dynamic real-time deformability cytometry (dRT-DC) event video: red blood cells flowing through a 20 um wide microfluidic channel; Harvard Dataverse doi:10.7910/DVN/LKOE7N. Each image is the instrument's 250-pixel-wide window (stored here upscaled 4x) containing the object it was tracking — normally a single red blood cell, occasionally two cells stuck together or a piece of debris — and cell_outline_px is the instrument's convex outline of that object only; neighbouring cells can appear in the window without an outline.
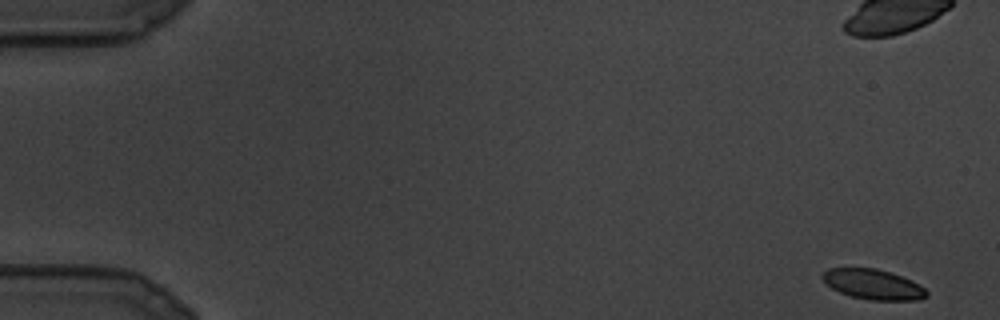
{"species": "common noctule bat (a hibernating species)", "species_latin": "Nyctalus noctula", "temperature_condition": "cold", "stored_images_in_passage": 9, "camera_frame_rate_fps": 3000, "um_per_image_px": 0.085, "animal": {"sex": "male", "body_mass_g": 19.5, "forearm_length_mm": 54.6}, "frame": {"image": 1, "passage_image": 1, "time_ms": 0.0, "image_size_px": [1000, 320], "cell_outline_px": [[928, 296], [920, 300], [868, 300], [852, 296], [840, 292], [832, 288], [820, 276], [828, 268], [876, 268], [892, 272], [912, 280], [920, 284], [928, 292]], "centroid_in_image_um": [74.26, 24.17], "position_along_channel_um": 10.7, "area_um2": 18.38}}